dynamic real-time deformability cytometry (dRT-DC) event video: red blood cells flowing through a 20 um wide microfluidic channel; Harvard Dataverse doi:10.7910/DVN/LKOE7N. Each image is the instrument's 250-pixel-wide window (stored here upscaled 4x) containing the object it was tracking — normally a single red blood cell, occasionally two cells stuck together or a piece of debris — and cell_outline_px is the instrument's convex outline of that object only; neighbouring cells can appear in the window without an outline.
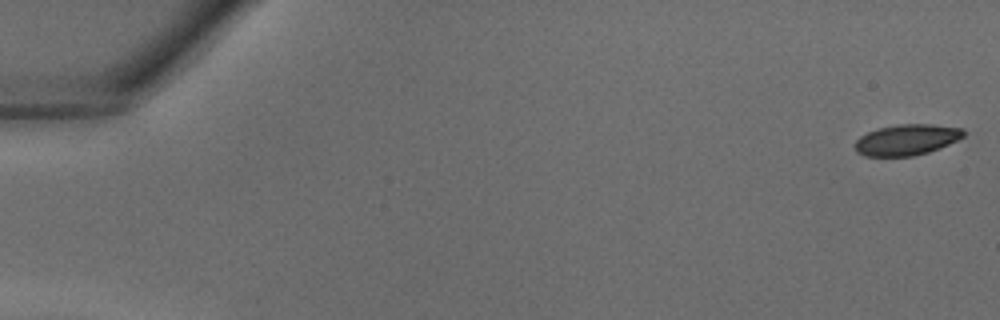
{"species": "common noctule bat (a hibernating species)", "species_latin": "Nyctalus noctula", "temperature_condition": "warm", "stored_images_in_passage": 6, "camera_frame_rate_fps": 3000, "um_per_image_px": 0.085, "animal": {"sex": "male", "body_mass_g": 18.8}, "frame": {"image": 1, "passage_image": 1, "time_ms": 0.0, "image_size_px": [1000, 320], "cell_outline_px": [[968, 132], [964, 136], [940, 148], [928, 152], [912, 156], [864, 156], [856, 152], [852, 144], [860, 136], [868, 132], [880, 128], [900, 124], [932, 124], [964, 128]], "centroid_in_image_um": [77.07, 11.88], "position_along_channel_um": 7.9, "area_um2": 19.71}}